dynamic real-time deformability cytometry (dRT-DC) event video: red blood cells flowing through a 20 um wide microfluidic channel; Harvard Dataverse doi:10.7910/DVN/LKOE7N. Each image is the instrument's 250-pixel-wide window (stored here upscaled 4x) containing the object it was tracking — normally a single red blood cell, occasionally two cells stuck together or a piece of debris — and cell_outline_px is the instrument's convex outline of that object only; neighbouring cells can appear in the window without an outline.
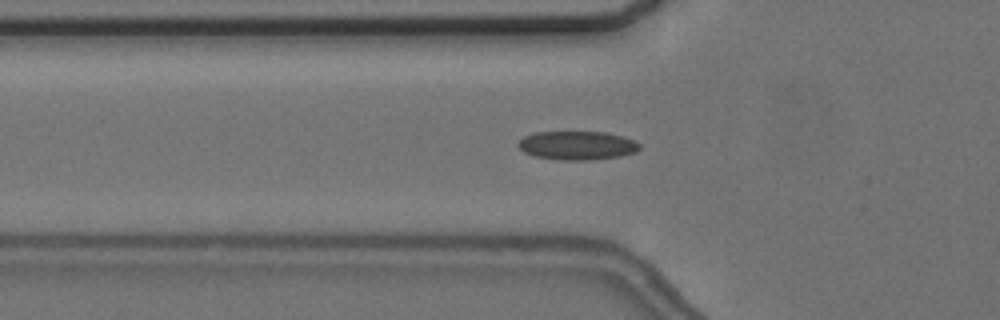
{"species": "common noctule bat (a hibernating species)", "species_latin": "Nyctalus noctula", "temperature_condition": "cold", "stored_images_in_passage": 56, "camera_frame_rate_fps": 3000, "um_per_image_px": 0.085, "animal": {"sex": "female", "body_mass_g": 24.6, "forearm_length_mm": 56.2}, "frame": {"image": 1, "passage_image": 19, "time_ms": 6.0, "image_size_px": [1000, 320], "cell_outline_px": [[640, 148], [636, 152], [620, 156], [592, 160], [560, 160], [532, 156], [524, 152], [516, 144], [524, 136], [536, 132], [604, 132], [624, 136], [636, 140], [640, 144]], "centroid_in_image_um": [49.07, 12.36], "position_along_channel_um": 76.7, "area_um2": 20.52}}
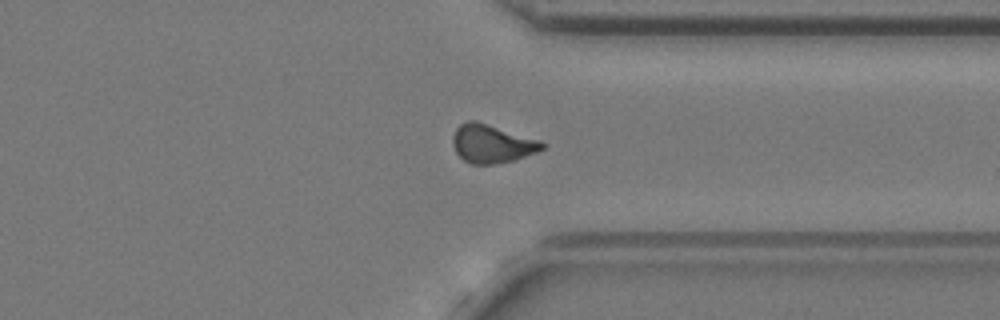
{"frame": {"image": 2, "passage_image": 43, "time_ms": 14.0, "image_size_px": [1000, 320], "cell_outline_px": [[548, 144], [544, 148], [536, 152], [512, 160], [492, 164], [472, 164], [464, 160], [456, 152], [452, 144], [452, 136], [456, 128], [460, 124], [468, 120], [476, 120], [540, 140]], "centroid_in_image_um": [41.8, 12.2], "position_along_channel_um": 369.6, "area_um2": 19.94}}
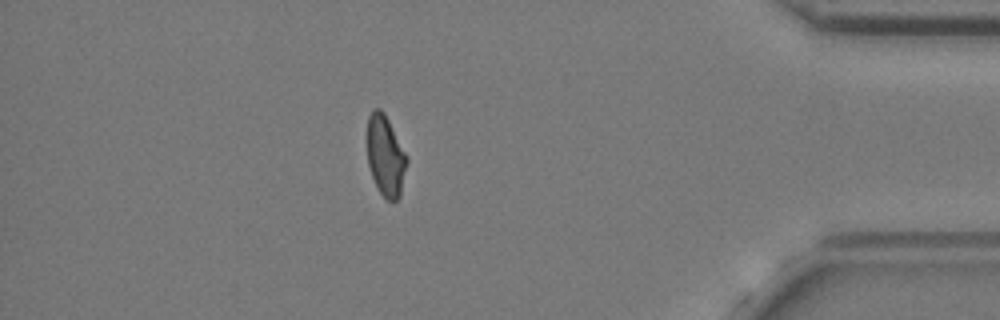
{"frame": {"image": 3, "passage_image": 49, "time_ms": 16.0, "image_size_px": [1000, 320], "cell_outline_px": [[408, 160], [400, 196], [396, 200], [388, 200], [380, 192], [372, 176], [368, 164], [368, 116], [372, 108], [380, 108], [384, 112], [408, 156]], "centroid_in_image_um": [32.79, 13.21], "position_along_channel_um": 402.4, "area_um2": 18.55}, "authors_computed_cell_mechanics": {"area_um2": 19.7676, "velocity_mm_per_s": 3.6602, "shape_relaxation_time_tau1_ms": 8.3923, "shape_relaxation_time_tau2_ms": 3.1996, "deformation_change_tau1": 0.1456, "deformation_change_tau2": 0.0949}}